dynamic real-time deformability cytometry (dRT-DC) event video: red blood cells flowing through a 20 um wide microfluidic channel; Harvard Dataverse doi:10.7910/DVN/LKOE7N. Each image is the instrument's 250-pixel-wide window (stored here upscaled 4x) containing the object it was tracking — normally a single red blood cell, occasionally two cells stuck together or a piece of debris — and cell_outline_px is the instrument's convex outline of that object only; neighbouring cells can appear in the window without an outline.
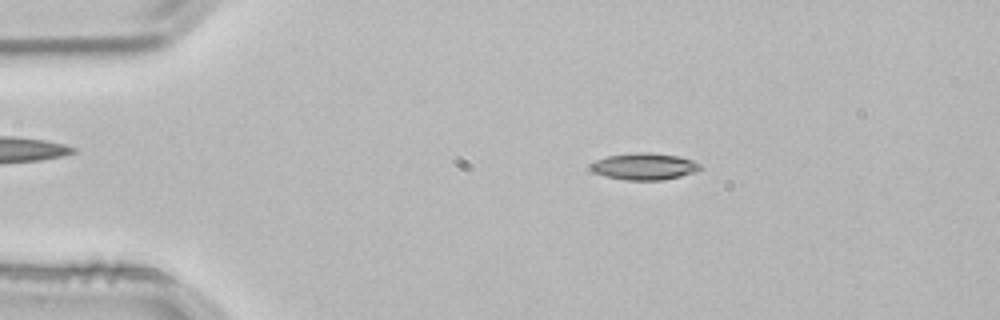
{"species": "common noctule bat (a hibernating species)", "species_latin": "Nyctalus noctula", "temperature_condition": "room temperature", "stored_images_in_passage": 53, "camera_frame_rate_fps": 3000, "um_per_image_px": 0.085, "animal": {"sex": "male", "body_mass_g": 21.5, "forearm_length_mm": 52.0}, "frame": {"image": 1, "passage_image": 10, "time_ms": 3.0, "image_size_px": [1000, 320], "cell_outline_px": [[704, 168], [696, 172], [680, 176], [660, 180], [628, 180], [604, 176], [592, 172], [588, 168], [588, 164], [596, 160], [608, 156], [636, 152], [648, 152], [680, 156], [692, 160], [700, 164]], "centroid_in_image_um": [54.75, 14.14], "position_along_channel_um": 30.3, "area_um2": 17.28}}
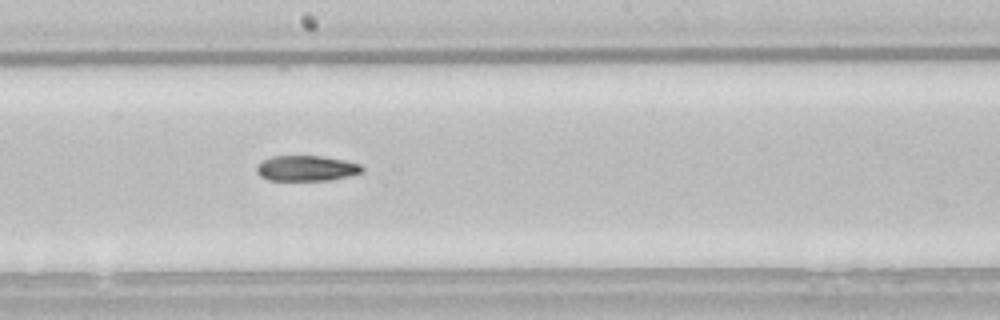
{"frame": {"image": 2, "passage_image": 29, "time_ms": 9.333, "image_size_px": [1000, 320], "cell_outline_px": [[364, 172], [348, 176], [328, 180], [268, 180], [260, 176], [256, 172], [256, 168], [264, 160], [272, 156], [320, 156], [344, 160], [360, 164], [364, 168]], "centroid_in_image_um": [26.06, 14.31], "position_along_channel_um": 222.1, "area_um2": 15.55}}
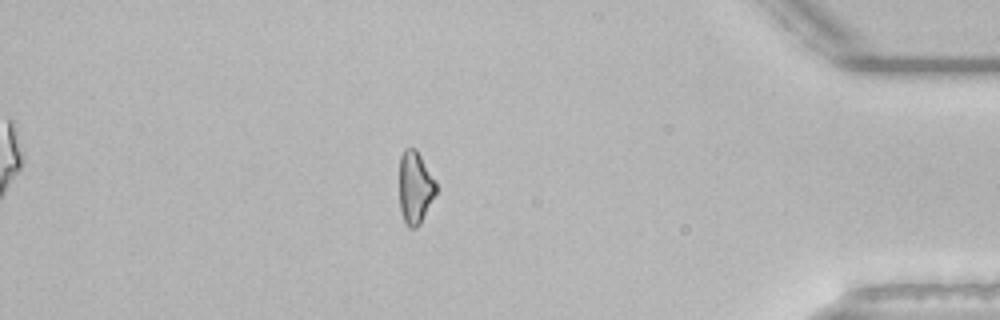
{"frame": {"image": 3, "passage_image": 46, "time_ms": 15.0, "image_size_px": [1000, 320], "cell_outline_px": [[436, 192], [420, 224], [416, 228], [408, 228], [404, 220], [400, 208], [400, 156], [404, 148], [416, 148], [436, 180]], "centroid_in_image_um": [35.29, 15.91], "position_along_channel_um": 399.9, "area_um2": 15.49}, "authors_computed_cell_mechanics": {"area_um2": 16.473, "velocity_mm_per_s": 3.841, "shape_relaxation_time_tau1_ms": 8.0268, "shape_relaxation_time_tau2_ms": null, "deformation_change_tau1": 0.1754, "deformation_change_tau2": null}}